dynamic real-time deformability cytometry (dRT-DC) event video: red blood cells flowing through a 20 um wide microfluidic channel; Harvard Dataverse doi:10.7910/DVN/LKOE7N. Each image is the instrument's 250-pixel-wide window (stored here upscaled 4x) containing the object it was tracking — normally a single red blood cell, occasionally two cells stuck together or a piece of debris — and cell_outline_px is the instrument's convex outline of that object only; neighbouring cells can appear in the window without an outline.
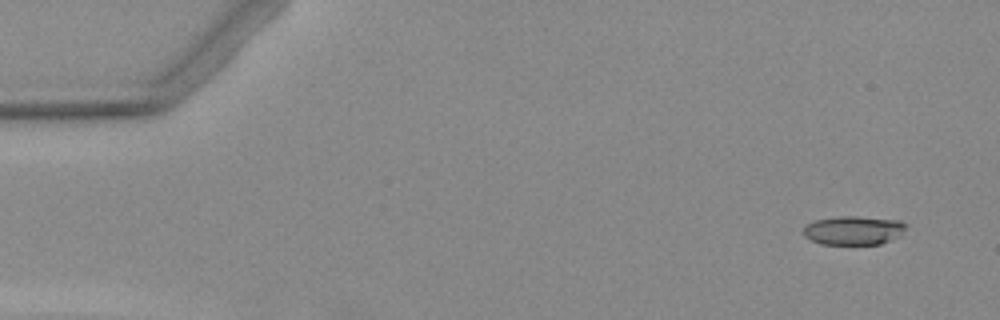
{"species": "Egyptian fruit bat (a non-hibernating species)", "species_latin": "Rousettus aegyptiacus", "temperature_condition": "warm", "stored_images_in_passage": 7, "camera_frame_rate_fps": 3000, "um_per_image_px": 0.085, "animal": {"sex": "female"}, "frame": {"image": 1, "passage_image": 1, "time_ms": 0.0, "image_size_px": [1000, 320], "cell_outline_px": [[908, 224], [900, 236], [880, 244], [820, 244], [804, 236], [804, 224], [816, 220], [840, 216], [856, 216], [900, 220]], "centroid_in_image_um": [72.57, 19.57], "position_along_channel_um": 12.4, "area_um2": 17.34}}
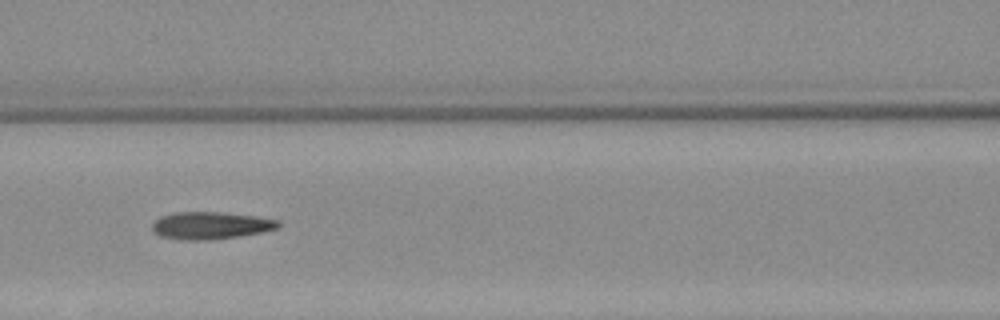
{"frame": {"image": 2, "passage_image": 6, "time_ms": 6.667, "image_size_px": [1000, 320], "cell_outline_px": [[280, 228], [260, 232], [236, 236], [204, 240], [180, 240], [160, 236], [152, 232], [152, 224], [160, 216], [176, 212], [220, 212], [256, 216], [280, 220]], "centroid_in_image_um": [17.88, 19.16], "position_along_channel_um": 148.7, "area_um2": 20.06}}
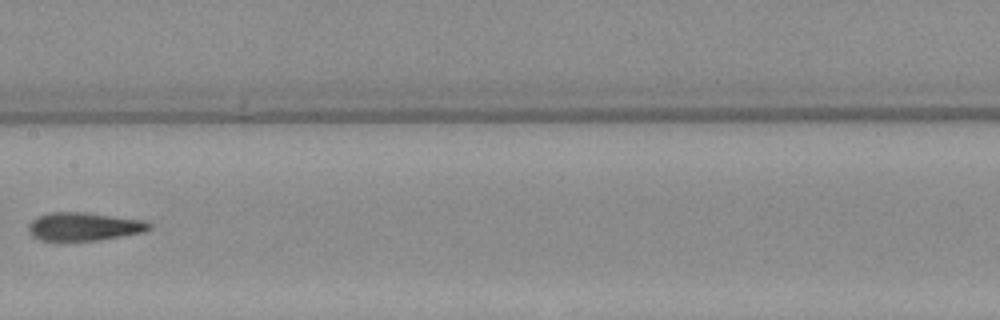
{"frame": {"image": 3, "passage_image": 7, "time_ms": 8.0, "image_size_px": [1000, 320], "cell_outline_px": [[152, 228], [144, 232], [96, 240], [40, 240], [32, 236], [28, 228], [28, 224], [36, 216], [48, 212], [84, 212], [144, 220], [152, 224]], "centroid_in_image_um": [7.12, 19.24], "position_along_channel_um": 200.3, "area_um2": 19.83}}